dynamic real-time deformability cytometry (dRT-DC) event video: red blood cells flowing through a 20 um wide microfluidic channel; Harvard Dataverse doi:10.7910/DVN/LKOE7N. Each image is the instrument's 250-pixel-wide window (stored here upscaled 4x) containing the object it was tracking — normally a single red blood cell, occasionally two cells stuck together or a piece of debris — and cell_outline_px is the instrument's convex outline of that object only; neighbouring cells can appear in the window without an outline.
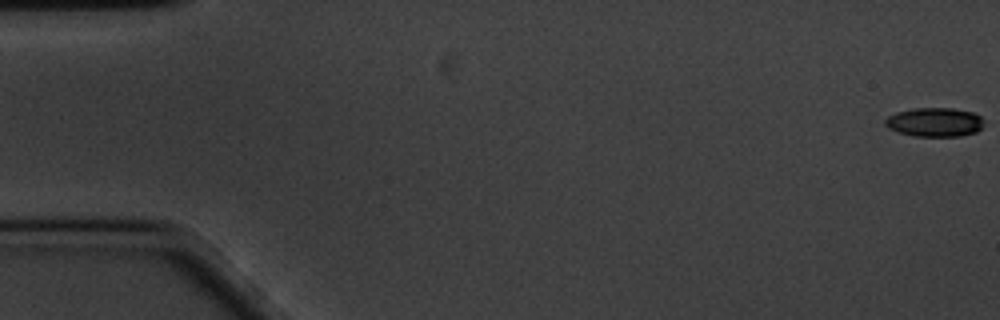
{"species": "common noctule bat (a hibernating species)", "species_latin": "Nyctalus noctula", "temperature_condition": "cold", "stored_images_in_passage": 54, "camera_frame_rate_fps": 3000, "um_per_image_px": 0.085, "animal": {"sex": "male", "body_mass_g": 20.1, "forearm_length_mm": 53.5}, "frame": {"image": 1, "passage_image": 1, "time_ms": 0.0, "image_size_px": [1000, 320], "cell_outline_px": [[984, 120], [980, 128], [976, 132], [960, 136], [916, 136], [900, 132], [888, 128], [884, 124], [884, 120], [888, 116], [896, 112], [912, 108], [952, 108], [972, 112], [980, 116]], "centroid_in_image_um": [79.43, 10.37], "position_along_channel_um": 5.6, "area_um2": 16.65}}
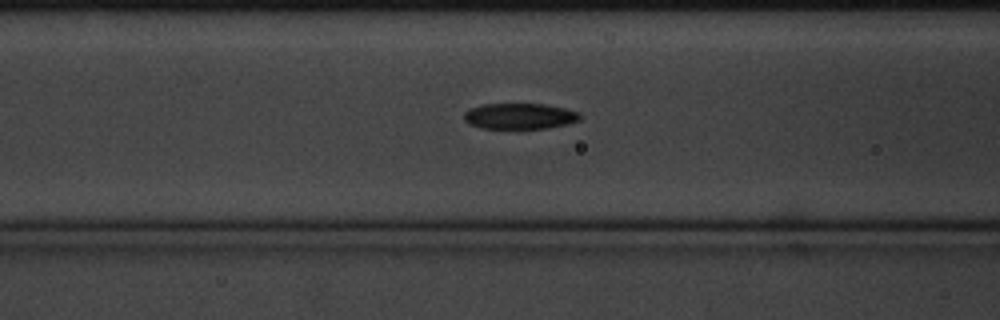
{"frame": {"image": 2, "passage_image": 24, "time_ms": 7.667, "image_size_px": [1000, 320], "cell_outline_px": [[580, 120], [548, 128], [520, 132], [480, 128], [468, 124], [464, 120], [464, 112], [472, 108], [484, 104], [544, 104], [564, 108], [580, 112]], "centroid_in_image_um": [44.14, 9.93], "position_along_channel_um": 122.5, "area_um2": 18.32}}
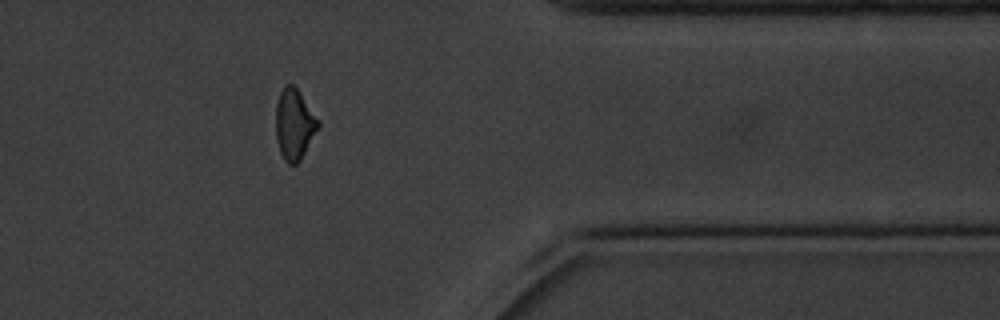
{"frame": {"image": 3, "passage_image": 49, "time_ms": 16.0, "image_size_px": [1000, 320], "cell_outline_px": [[320, 128], [300, 160], [296, 164], [288, 164], [284, 160], [280, 152], [276, 140], [276, 104], [280, 92], [284, 84], [292, 84], [296, 88], [320, 120]], "centroid_in_image_um": [25.03, 10.57], "position_along_channel_um": 386.4, "area_um2": 17.63}, "authors_computed_cell_mechanics": {"area_um2": 17.629, "velocity_mm_per_s": 3.3699, "shape_relaxation_time_tau1_ms": 2.8973, "shape_relaxation_time_tau2_ms": null, "deformation_change_tau1": 0.1211, "deformation_change_tau2": null}}